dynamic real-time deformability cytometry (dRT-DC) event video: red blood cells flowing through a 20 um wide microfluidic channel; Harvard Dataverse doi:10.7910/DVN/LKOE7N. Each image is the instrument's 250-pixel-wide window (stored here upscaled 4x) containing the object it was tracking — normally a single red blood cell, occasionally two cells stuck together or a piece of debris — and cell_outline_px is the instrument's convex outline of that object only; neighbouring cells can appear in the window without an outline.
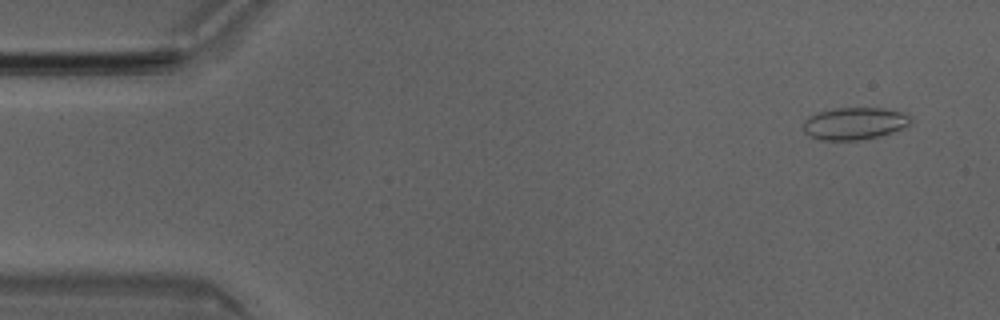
{"species": "Egyptian fruit bat (a non-hibernating species)", "species_latin": "Rousettus aegyptiacus", "temperature_condition": "room temperature", "stored_images_in_passage": 50, "camera_frame_rate_fps": 3000, "um_per_image_px": 0.085, "animal": {"sex": "male"}, "frame": {"image": 1, "passage_image": 3, "time_ms": 0.667, "image_size_px": [1000, 320], "cell_outline_px": [[912, 124], [908, 128], [880, 136], [860, 140], [820, 140], [808, 136], [804, 132], [804, 120], [808, 116], [816, 112], [836, 108], [884, 108], [900, 112], [912, 116]], "centroid_in_image_um": [72.67, 10.5], "position_along_channel_um": 12.3, "area_um2": 20.63}}
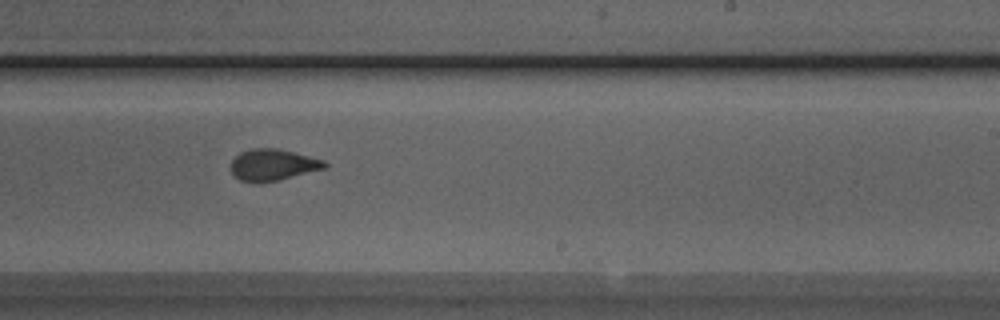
{"frame": {"image": 2, "passage_image": 30, "time_ms": 9.667, "image_size_px": [1000, 320], "cell_outline_px": [[328, 164], [324, 168], [276, 180], [256, 184], [240, 180], [228, 168], [232, 160], [240, 152], [252, 148], [276, 148], [324, 160]], "centroid_in_image_um": [23.12, 14.01], "position_along_channel_um": 265.9, "area_um2": 17.05}}
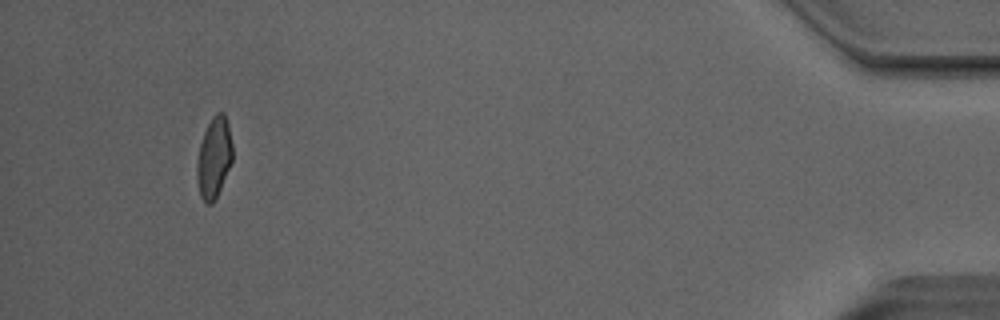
{"frame": {"image": 3, "passage_image": 47, "time_ms": 15.333, "image_size_px": [1000, 320], "cell_outline_px": [[232, 160], [216, 200], [212, 204], [204, 204], [200, 196], [196, 180], [196, 164], [200, 144], [204, 132], [212, 116], [216, 112], [224, 112], [228, 124], [232, 144]], "centroid_in_image_um": [18.17, 13.44], "position_along_channel_um": 417.0, "area_um2": 16.99}, "authors_computed_cell_mechanics": {"area_um2": 17.6868, "velocity_mm_per_s": 4.0449, "shape_relaxation_time_tau1_ms": null, "shape_relaxation_time_tau2_ms": 1.1185, "deformation_change_tau1": null, "deformation_change_tau2": 0.0606}}